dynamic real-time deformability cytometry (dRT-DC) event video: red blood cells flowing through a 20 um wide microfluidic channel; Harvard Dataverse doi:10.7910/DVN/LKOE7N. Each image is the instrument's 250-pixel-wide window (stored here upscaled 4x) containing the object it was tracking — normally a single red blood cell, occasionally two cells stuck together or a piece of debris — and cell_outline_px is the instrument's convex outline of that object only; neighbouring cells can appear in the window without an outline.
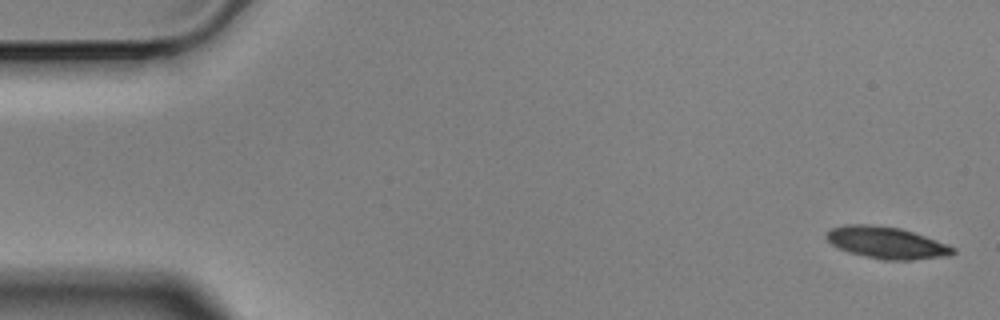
{"species": "Egyptian fruit bat (a non-hibernating species)", "species_latin": "Rousettus aegyptiacus", "temperature_condition": "cold", "stored_images_in_passage": 4, "camera_frame_rate_fps": 3000, "um_per_image_px": 0.085, "animal": {"sex": "male"}, "frame": {"image": 1, "passage_image": 1, "time_ms": 0.0, "image_size_px": [1000, 320], "cell_outline_px": [[956, 252], [948, 256], [912, 260], [884, 260], [864, 256], [848, 252], [832, 244], [824, 236], [832, 228], [844, 224], [872, 224], [900, 228], [936, 240], [956, 248]], "centroid_in_image_um": [75.36, 20.63], "position_along_channel_um": 9.6, "area_um2": 23.41}}
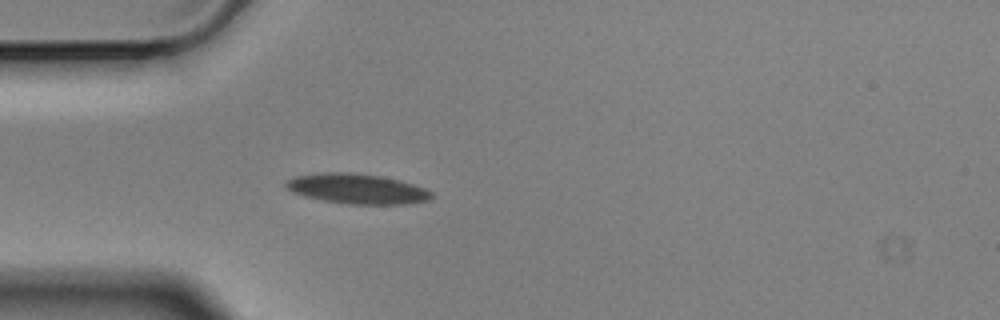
{"frame": {"image": 2, "passage_image": 4, "time_ms": 1.0, "image_size_px": [1000, 320], "cell_outline_px": [[432, 196], [428, 200], [404, 204], [348, 204], [324, 200], [292, 192], [284, 184], [288, 180], [296, 176], [324, 172], [352, 172], [380, 176], [400, 180], [424, 188], [432, 192]], "centroid_in_image_um": [30.36, 16.04], "position_along_channel_um": 54.6, "area_um2": 25.14}}